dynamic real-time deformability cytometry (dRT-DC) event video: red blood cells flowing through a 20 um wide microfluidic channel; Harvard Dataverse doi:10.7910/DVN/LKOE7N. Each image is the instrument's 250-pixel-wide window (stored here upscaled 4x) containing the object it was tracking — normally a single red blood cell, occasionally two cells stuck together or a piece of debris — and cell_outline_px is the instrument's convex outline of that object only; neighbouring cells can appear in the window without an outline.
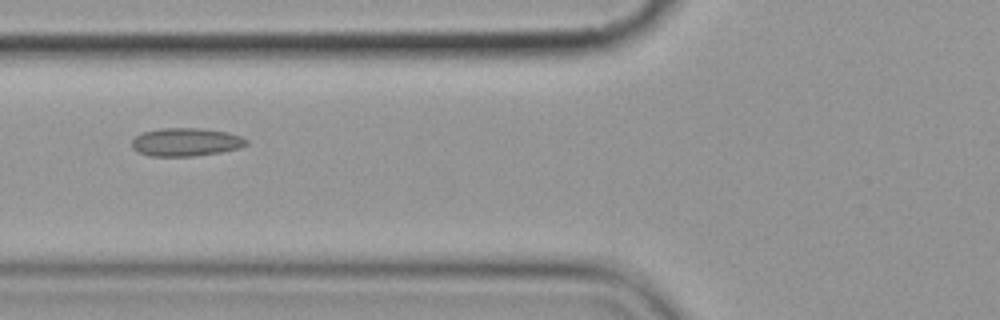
{"species": "common noctule bat (a hibernating species)", "species_latin": "Nyctalus noctula", "temperature_condition": "cold", "stored_images_in_passage": 13, "camera_frame_rate_fps": 3000, "um_per_image_px": 0.085, "animal": {"sex": "female", "body_mass_g": 19.9}, "frame": {"image": 1, "passage_image": 6, "time_ms": 7.0, "image_size_px": [1000, 320], "cell_outline_px": [[248, 144], [240, 148], [220, 152], [192, 156], [148, 156], [136, 152], [132, 148], [132, 140], [136, 136], [144, 132], [160, 128], [196, 128], [228, 132], [240, 136], [248, 140]], "centroid_in_image_um": [15.78, 12.08], "position_along_channel_um": 110.0, "area_um2": 18.84}}
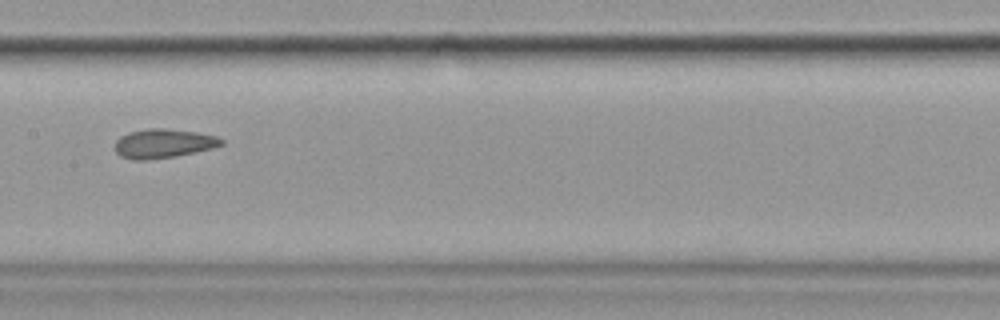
{"frame": {"image": 2, "passage_image": 8, "time_ms": 9.333, "image_size_px": [1000, 320], "cell_outline_px": [[224, 144], [212, 148], [176, 156], [148, 160], [132, 160], [120, 156], [116, 152], [116, 140], [120, 136], [128, 132], [148, 128], [164, 128], [196, 132], [216, 136], [224, 140]], "centroid_in_image_um": [13.87, 12.19], "position_along_channel_um": 193.5, "area_um2": 18.09}, "authors_computed_cell_mechanics": {"area_um2": 18.8428, "velocity_mm_per_s": 3.5643, "shape_relaxation_time_tau1_ms": 6.9935, "shape_relaxation_time_tau2_ms": 3.0021, "deformation_change_tau1": 0.1426, "deformation_change_tau2": 0.0866}}